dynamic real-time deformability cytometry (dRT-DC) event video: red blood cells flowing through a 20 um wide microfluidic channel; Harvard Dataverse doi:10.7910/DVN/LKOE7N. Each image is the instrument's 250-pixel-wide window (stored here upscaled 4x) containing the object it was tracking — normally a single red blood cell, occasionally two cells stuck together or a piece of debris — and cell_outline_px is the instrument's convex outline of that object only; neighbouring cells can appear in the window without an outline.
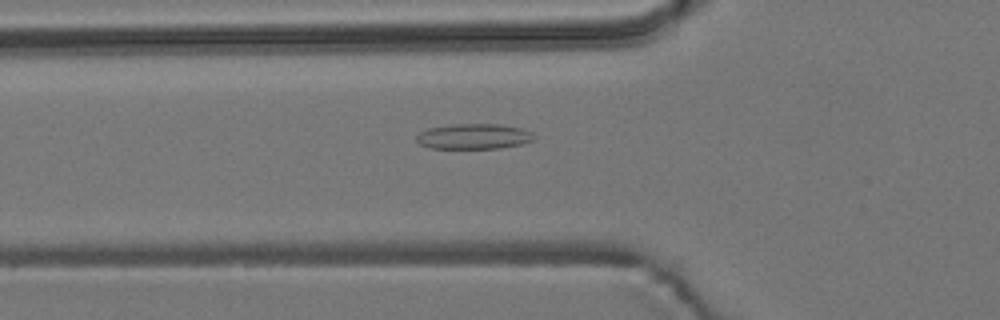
{"species": "common noctule bat (a hibernating species)", "species_latin": "Nyctalus noctula", "temperature_condition": "room temperature", "stored_images_in_passage": 4, "camera_frame_rate_fps": 3000, "um_per_image_px": 0.085, "animal": {"sex": "male", "body_mass_g": 19.2, "forearm_length_mm": 51.8}, "frame": {"image": 1, "passage_image": 4, "time_ms": 3.333, "image_size_px": [1000, 320], "cell_outline_px": [[536, 140], [520, 144], [500, 148], [432, 148], [420, 144], [416, 140], [416, 136], [420, 132], [428, 128], [452, 124], [500, 124], [520, 128], [532, 132], [536, 136]], "centroid_in_image_um": [40.3, 11.59], "position_along_channel_um": 85.5, "area_um2": 17.4}}